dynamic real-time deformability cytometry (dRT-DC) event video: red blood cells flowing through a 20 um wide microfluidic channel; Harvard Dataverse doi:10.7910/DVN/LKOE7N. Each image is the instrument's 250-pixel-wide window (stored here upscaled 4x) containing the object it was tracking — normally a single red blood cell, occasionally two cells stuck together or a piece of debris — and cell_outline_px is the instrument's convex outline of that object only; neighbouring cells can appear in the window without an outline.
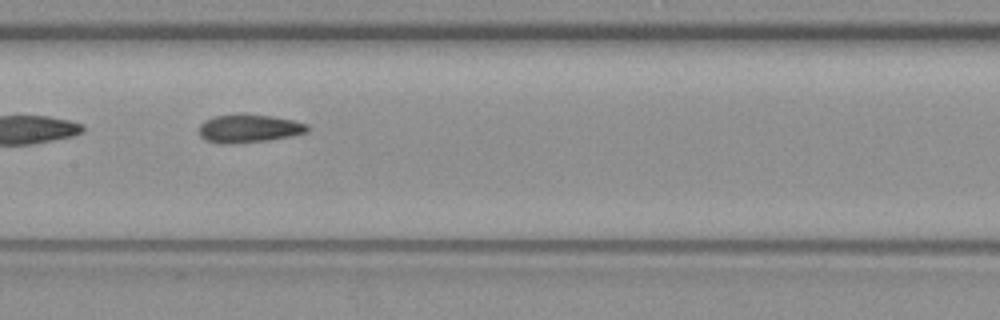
{"species": "common noctule bat (a hibernating species)", "species_latin": "Nyctalus noctula", "temperature_condition": "warm", "stored_images_in_passage": 15, "camera_frame_rate_fps": 3000, "um_per_image_px": 0.085, "animal": {"sex": "female", "body_mass_g": 19.3, "forearm_length_mm": 54.1}, "frame": {"image": 1, "passage_image": 9, "time_ms": 2.667, "image_size_px": [1000, 320], "cell_outline_px": [[308, 132], [292, 136], [268, 140], [228, 144], [204, 140], [200, 136], [200, 124], [204, 120], [212, 116], [236, 112], [244, 112], [272, 116], [292, 120], [308, 124]], "centroid_in_image_um": [21.13, 10.88], "position_along_channel_um": 186.3, "area_um2": 18.26}}